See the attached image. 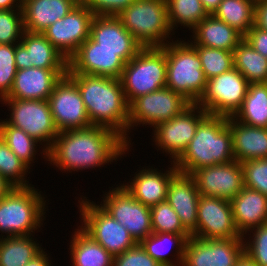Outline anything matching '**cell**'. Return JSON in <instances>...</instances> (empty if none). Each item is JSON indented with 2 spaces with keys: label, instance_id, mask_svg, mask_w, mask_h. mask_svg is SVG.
<instances>
[{
  "label": "cell",
  "instance_id": "cell-52",
  "mask_svg": "<svg viewBox=\"0 0 267 266\" xmlns=\"http://www.w3.org/2000/svg\"><path fill=\"white\" fill-rule=\"evenodd\" d=\"M236 266H258V265L244 253L242 257L237 261Z\"/></svg>",
  "mask_w": 267,
  "mask_h": 266
},
{
  "label": "cell",
  "instance_id": "cell-51",
  "mask_svg": "<svg viewBox=\"0 0 267 266\" xmlns=\"http://www.w3.org/2000/svg\"><path fill=\"white\" fill-rule=\"evenodd\" d=\"M14 187L0 175V199L7 195Z\"/></svg>",
  "mask_w": 267,
  "mask_h": 266
},
{
  "label": "cell",
  "instance_id": "cell-26",
  "mask_svg": "<svg viewBox=\"0 0 267 266\" xmlns=\"http://www.w3.org/2000/svg\"><path fill=\"white\" fill-rule=\"evenodd\" d=\"M232 134L233 157L239 163L267 159V128L252 127L227 117Z\"/></svg>",
  "mask_w": 267,
  "mask_h": 266
},
{
  "label": "cell",
  "instance_id": "cell-40",
  "mask_svg": "<svg viewBox=\"0 0 267 266\" xmlns=\"http://www.w3.org/2000/svg\"><path fill=\"white\" fill-rule=\"evenodd\" d=\"M24 32L22 10H0V44H18Z\"/></svg>",
  "mask_w": 267,
  "mask_h": 266
},
{
  "label": "cell",
  "instance_id": "cell-50",
  "mask_svg": "<svg viewBox=\"0 0 267 266\" xmlns=\"http://www.w3.org/2000/svg\"><path fill=\"white\" fill-rule=\"evenodd\" d=\"M222 0H201L204 9L209 15H212L218 8Z\"/></svg>",
  "mask_w": 267,
  "mask_h": 266
},
{
  "label": "cell",
  "instance_id": "cell-23",
  "mask_svg": "<svg viewBox=\"0 0 267 266\" xmlns=\"http://www.w3.org/2000/svg\"><path fill=\"white\" fill-rule=\"evenodd\" d=\"M67 71L37 67L17 69L12 89L3 99L48 100L55 84Z\"/></svg>",
  "mask_w": 267,
  "mask_h": 266
},
{
  "label": "cell",
  "instance_id": "cell-33",
  "mask_svg": "<svg viewBox=\"0 0 267 266\" xmlns=\"http://www.w3.org/2000/svg\"><path fill=\"white\" fill-rule=\"evenodd\" d=\"M234 67L249 83H267V58L243 39L233 51Z\"/></svg>",
  "mask_w": 267,
  "mask_h": 266
},
{
  "label": "cell",
  "instance_id": "cell-25",
  "mask_svg": "<svg viewBox=\"0 0 267 266\" xmlns=\"http://www.w3.org/2000/svg\"><path fill=\"white\" fill-rule=\"evenodd\" d=\"M230 203L234 224L241 236L267 224V197L263 193L244 187Z\"/></svg>",
  "mask_w": 267,
  "mask_h": 266
},
{
  "label": "cell",
  "instance_id": "cell-22",
  "mask_svg": "<svg viewBox=\"0 0 267 266\" xmlns=\"http://www.w3.org/2000/svg\"><path fill=\"white\" fill-rule=\"evenodd\" d=\"M200 193L191 174L177 172L170 180L167 202L178 214L183 227L197 237V210Z\"/></svg>",
  "mask_w": 267,
  "mask_h": 266
},
{
  "label": "cell",
  "instance_id": "cell-8",
  "mask_svg": "<svg viewBox=\"0 0 267 266\" xmlns=\"http://www.w3.org/2000/svg\"><path fill=\"white\" fill-rule=\"evenodd\" d=\"M8 104L11 114L6 122L16 128L24 130L43 146L42 153L47 160V151L51 148L54 139L59 134L53 121L48 100H20L1 99Z\"/></svg>",
  "mask_w": 267,
  "mask_h": 266
},
{
  "label": "cell",
  "instance_id": "cell-20",
  "mask_svg": "<svg viewBox=\"0 0 267 266\" xmlns=\"http://www.w3.org/2000/svg\"><path fill=\"white\" fill-rule=\"evenodd\" d=\"M17 69L31 67L68 69L67 59L46 39L43 33L24 30L20 43L15 45Z\"/></svg>",
  "mask_w": 267,
  "mask_h": 266
},
{
  "label": "cell",
  "instance_id": "cell-19",
  "mask_svg": "<svg viewBox=\"0 0 267 266\" xmlns=\"http://www.w3.org/2000/svg\"><path fill=\"white\" fill-rule=\"evenodd\" d=\"M197 237L201 239L241 237L234 224L230 201L220 197L200 196L197 210Z\"/></svg>",
  "mask_w": 267,
  "mask_h": 266
},
{
  "label": "cell",
  "instance_id": "cell-31",
  "mask_svg": "<svg viewBox=\"0 0 267 266\" xmlns=\"http://www.w3.org/2000/svg\"><path fill=\"white\" fill-rule=\"evenodd\" d=\"M0 237V266H25L43 248L31 235Z\"/></svg>",
  "mask_w": 267,
  "mask_h": 266
},
{
  "label": "cell",
  "instance_id": "cell-24",
  "mask_svg": "<svg viewBox=\"0 0 267 266\" xmlns=\"http://www.w3.org/2000/svg\"><path fill=\"white\" fill-rule=\"evenodd\" d=\"M173 167L167 171L161 172L158 169L145 168L134 174V178L130 180V184H122L123 187L139 202L152 207L167 199V190L171 178L178 172L174 162Z\"/></svg>",
  "mask_w": 267,
  "mask_h": 266
},
{
  "label": "cell",
  "instance_id": "cell-3",
  "mask_svg": "<svg viewBox=\"0 0 267 266\" xmlns=\"http://www.w3.org/2000/svg\"><path fill=\"white\" fill-rule=\"evenodd\" d=\"M232 134L226 116L207 115L197 126L187 149L174 162L178 172L234 161Z\"/></svg>",
  "mask_w": 267,
  "mask_h": 266
},
{
  "label": "cell",
  "instance_id": "cell-1",
  "mask_svg": "<svg viewBox=\"0 0 267 266\" xmlns=\"http://www.w3.org/2000/svg\"><path fill=\"white\" fill-rule=\"evenodd\" d=\"M128 144L110 129L90 126L85 129L59 132L47 151V161L69 172L103 167L122 158Z\"/></svg>",
  "mask_w": 267,
  "mask_h": 266
},
{
  "label": "cell",
  "instance_id": "cell-35",
  "mask_svg": "<svg viewBox=\"0 0 267 266\" xmlns=\"http://www.w3.org/2000/svg\"><path fill=\"white\" fill-rule=\"evenodd\" d=\"M168 22L171 29H176L177 24L193 29L202 19L209 14L203 7L201 0H166Z\"/></svg>",
  "mask_w": 267,
  "mask_h": 266
},
{
  "label": "cell",
  "instance_id": "cell-38",
  "mask_svg": "<svg viewBox=\"0 0 267 266\" xmlns=\"http://www.w3.org/2000/svg\"><path fill=\"white\" fill-rule=\"evenodd\" d=\"M193 46L196 48L207 80L234 67L233 52L200 45Z\"/></svg>",
  "mask_w": 267,
  "mask_h": 266
},
{
  "label": "cell",
  "instance_id": "cell-7",
  "mask_svg": "<svg viewBox=\"0 0 267 266\" xmlns=\"http://www.w3.org/2000/svg\"><path fill=\"white\" fill-rule=\"evenodd\" d=\"M166 72L165 51L161 47H143L125 64L119 78L127 103L166 87Z\"/></svg>",
  "mask_w": 267,
  "mask_h": 266
},
{
  "label": "cell",
  "instance_id": "cell-48",
  "mask_svg": "<svg viewBox=\"0 0 267 266\" xmlns=\"http://www.w3.org/2000/svg\"><path fill=\"white\" fill-rule=\"evenodd\" d=\"M51 261L49 260V256L43 250L39 255H37L34 259L30 260L25 266H51Z\"/></svg>",
  "mask_w": 267,
  "mask_h": 266
},
{
  "label": "cell",
  "instance_id": "cell-36",
  "mask_svg": "<svg viewBox=\"0 0 267 266\" xmlns=\"http://www.w3.org/2000/svg\"><path fill=\"white\" fill-rule=\"evenodd\" d=\"M0 136L11 151L30 168V164L35 159L38 141L24 130L8 124L5 120L0 121Z\"/></svg>",
  "mask_w": 267,
  "mask_h": 266
},
{
  "label": "cell",
  "instance_id": "cell-4",
  "mask_svg": "<svg viewBox=\"0 0 267 266\" xmlns=\"http://www.w3.org/2000/svg\"><path fill=\"white\" fill-rule=\"evenodd\" d=\"M171 41L161 47L166 53V87L197 104L205 92L207 78L196 48L189 40Z\"/></svg>",
  "mask_w": 267,
  "mask_h": 266
},
{
  "label": "cell",
  "instance_id": "cell-43",
  "mask_svg": "<svg viewBox=\"0 0 267 266\" xmlns=\"http://www.w3.org/2000/svg\"><path fill=\"white\" fill-rule=\"evenodd\" d=\"M254 231V232H253ZM253 233L249 239L244 242V253L253 260L258 266H267V224L261 225L248 231Z\"/></svg>",
  "mask_w": 267,
  "mask_h": 266
},
{
  "label": "cell",
  "instance_id": "cell-27",
  "mask_svg": "<svg viewBox=\"0 0 267 266\" xmlns=\"http://www.w3.org/2000/svg\"><path fill=\"white\" fill-rule=\"evenodd\" d=\"M75 6L72 0H26L22 3L24 30L43 33Z\"/></svg>",
  "mask_w": 267,
  "mask_h": 266
},
{
  "label": "cell",
  "instance_id": "cell-46",
  "mask_svg": "<svg viewBox=\"0 0 267 266\" xmlns=\"http://www.w3.org/2000/svg\"><path fill=\"white\" fill-rule=\"evenodd\" d=\"M244 39L257 52L267 58V31L253 26L245 35Z\"/></svg>",
  "mask_w": 267,
  "mask_h": 266
},
{
  "label": "cell",
  "instance_id": "cell-45",
  "mask_svg": "<svg viewBox=\"0 0 267 266\" xmlns=\"http://www.w3.org/2000/svg\"><path fill=\"white\" fill-rule=\"evenodd\" d=\"M136 0H87L86 6L94 16L117 17Z\"/></svg>",
  "mask_w": 267,
  "mask_h": 266
},
{
  "label": "cell",
  "instance_id": "cell-21",
  "mask_svg": "<svg viewBox=\"0 0 267 266\" xmlns=\"http://www.w3.org/2000/svg\"><path fill=\"white\" fill-rule=\"evenodd\" d=\"M90 37L101 49L117 50L127 63L143 48L129 33L118 17L94 16L90 25Z\"/></svg>",
  "mask_w": 267,
  "mask_h": 266
},
{
  "label": "cell",
  "instance_id": "cell-10",
  "mask_svg": "<svg viewBox=\"0 0 267 266\" xmlns=\"http://www.w3.org/2000/svg\"><path fill=\"white\" fill-rule=\"evenodd\" d=\"M78 202L80 215H82L81 221L83 220L81 228L113 257L137 244L127 229L95 202H89L84 198Z\"/></svg>",
  "mask_w": 267,
  "mask_h": 266
},
{
  "label": "cell",
  "instance_id": "cell-9",
  "mask_svg": "<svg viewBox=\"0 0 267 266\" xmlns=\"http://www.w3.org/2000/svg\"><path fill=\"white\" fill-rule=\"evenodd\" d=\"M249 84L245 77L233 67L207 80L205 92L197 105L209 115L234 116L243 104Z\"/></svg>",
  "mask_w": 267,
  "mask_h": 266
},
{
  "label": "cell",
  "instance_id": "cell-34",
  "mask_svg": "<svg viewBox=\"0 0 267 266\" xmlns=\"http://www.w3.org/2000/svg\"><path fill=\"white\" fill-rule=\"evenodd\" d=\"M256 0H222L212 14L243 36L254 26Z\"/></svg>",
  "mask_w": 267,
  "mask_h": 266
},
{
  "label": "cell",
  "instance_id": "cell-37",
  "mask_svg": "<svg viewBox=\"0 0 267 266\" xmlns=\"http://www.w3.org/2000/svg\"><path fill=\"white\" fill-rule=\"evenodd\" d=\"M29 167L20 160L0 136V175L14 188L31 187L25 176ZM29 184V185H28Z\"/></svg>",
  "mask_w": 267,
  "mask_h": 266
},
{
  "label": "cell",
  "instance_id": "cell-53",
  "mask_svg": "<svg viewBox=\"0 0 267 266\" xmlns=\"http://www.w3.org/2000/svg\"><path fill=\"white\" fill-rule=\"evenodd\" d=\"M76 5H85L87 0H72Z\"/></svg>",
  "mask_w": 267,
  "mask_h": 266
},
{
  "label": "cell",
  "instance_id": "cell-2",
  "mask_svg": "<svg viewBox=\"0 0 267 266\" xmlns=\"http://www.w3.org/2000/svg\"><path fill=\"white\" fill-rule=\"evenodd\" d=\"M77 85L91 125L115 132L128 146V103L119 78L67 74Z\"/></svg>",
  "mask_w": 267,
  "mask_h": 266
},
{
  "label": "cell",
  "instance_id": "cell-41",
  "mask_svg": "<svg viewBox=\"0 0 267 266\" xmlns=\"http://www.w3.org/2000/svg\"><path fill=\"white\" fill-rule=\"evenodd\" d=\"M15 45L0 44V100L11 91L17 72Z\"/></svg>",
  "mask_w": 267,
  "mask_h": 266
},
{
  "label": "cell",
  "instance_id": "cell-6",
  "mask_svg": "<svg viewBox=\"0 0 267 266\" xmlns=\"http://www.w3.org/2000/svg\"><path fill=\"white\" fill-rule=\"evenodd\" d=\"M117 17L143 47L165 46L174 31L168 22L166 0H136Z\"/></svg>",
  "mask_w": 267,
  "mask_h": 266
},
{
  "label": "cell",
  "instance_id": "cell-32",
  "mask_svg": "<svg viewBox=\"0 0 267 266\" xmlns=\"http://www.w3.org/2000/svg\"><path fill=\"white\" fill-rule=\"evenodd\" d=\"M187 240L188 239L183 234L168 232L151 233L140 244L146 252L162 266H182ZM172 244L178 249L175 250V252H177L175 253L176 261L175 259L172 261L166 256L168 254L167 251L173 247ZM167 245L169 249L166 247Z\"/></svg>",
  "mask_w": 267,
  "mask_h": 266
},
{
  "label": "cell",
  "instance_id": "cell-30",
  "mask_svg": "<svg viewBox=\"0 0 267 266\" xmlns=\"http://www.w3.org/2000/svg\"><path fill=\"white\" fill-rule=\"evenodd\" d=\"M233 117L248 126L267 128V83H250L243 104Z\"/></svg>",
  "mask_w": 267,
  "mask_h": 266
},
{
  "label": "cell",
  "instance_id": "cell-42",
  "mask_svg": "<svg viewBox=\"0 0 267 266\" xmlns=\"http://www.w3.org/2000/svg\"><path fill=\"white\" fill-rule=\"evenodd\" d=\"M241 166L244 187L259 191L267 197V159L246 160Z\"/></svg>",
  "mask_w": 267,
  "mask_h": 266
},
{
  "label": "cell",
  "instance_id": "cell-47",
  "mask_svg": "<svg viewBox=\"0 0 267 266\" xmlns=\"http://www.w3.org/2000/svg\"><path fill=\"white\" fill-rule=\"evenodd\" d=\"M254 26L267 31V0H256Z\"/></svg>",
  "mask_w": 267,
  "mask_h": 266
},
{
  "label": "cell",
  "instance_id": "cell-18",
  "mask_svg": "<svg viewBox=\"0 0 267 266\" xmlns=\"http://www.w3.org/2000/svg\"><path fill=\"white\" fill-rule=\"evenodd\" d=\"M191 175L200 195L207 197H220L231 201L244 188L242 166L236 160L200 167Z\"/></svg>",
  "mask_w": 267,
  "mask_h": 266
},
{
  "label": "cell",
  "instance_id": "cell-13",
  "mask_svg": "<svg viewBox=\"0 0 267 266\" xmlns=\"http://www.w3.org/2000/svg\"><path fill=\"white\" fill-rule=\"evenodd\" d=\"M207 115L208 113L203 108L197 104H191L180 115L157 124L153 130L156 147L163 149L162 151L166 154H170L169 156L173 159L171 163L175 162L187 149L195 136L198 124Z\"/></svg>",
  "mask_w": 267,
  "mask_h": 266
},
{
  "label": "cell",
  "instance_id": "cell-15",
  "mask_svg": "<svg viewBox=\"0 0 267 266\" xmlns=\"http://www.w3.org/2000/svg\"><path fill=\"white\" fill-rule=\"evenodd\" d=\"M244 254V236L232 239H201L186 243L182 266H236Z\"/></svg>",
  "mask_w": 267,
  "mask_h": 266
},
{
  "label": "cell",
  "instance_id": "cell-12",
  "mask_svg": "<svg viewBox=\"0 0 267 266\" xmlns=\"http://www.w3.org/2000/svg\"><path fill=\"white\" fill-rule=\"evenodd\" d=\"M105 195L99 206L124 226L136 243L153 233L150 207L136 200L122 184Z\"/></svg>",
  "mask_w": 267,
  "mask_h": 266
},
{
  "label": "cell",
  "instance_id": "cell-49",
  "mask_svg": "<svg viewBox=\"0 0 267 266\" xmlns=\"http://www.w3.org/2000/svg\"><path fill=\"white\" fill-rule=\"evenodd\" d=\"M14 9L22 10V2L20 0H0V10H14Z\"/></svg>",
  "mask_w": 267,
  "mask_h": 266
},
{
  "label": "cell",
  "instance_id": "cell-39",
  "mask_svg": "<svg viewBox=\"0 0 267 266\" xmlns=\"http://www.w3.org/2000/svg\"><path fill=\"white\" fill-rule=\"evenodd\" d=\"M153 233L183 234L187 239L191 234L183 227L178 214L166 201L150 207Z\"/></svg>",
  "mask_w": 267,
  "mask_h": 266
},
{
  "label": "cell",
  "instance_id": "cell-14",
  "mask_svg": "<svg viewBox=\"0 0 267 266\" xmlns=\"http://www.w3.org/2000/svg\"><path fill=\"white\" fill-rule=\"evenodd\" d=\"M48 102L58 132L92 126L80 91L67 74L55 84Z\"/></svg>",
  "mask_w": 267,
  "mask_h": 266
},
{
  "label": "cell",
  "instance_id": "cell-44",
  "mask_svg": "<svg viewBox=\"0 0 267 266\" xmlns=\"http://www.w3.org/2000/svg\"><path fill=\"white\" fill-rule=\"evenodd\" d=\"M112 266H162L137 243L124 253L114 256Z\"/></svg>",
  "mask_w": 267,
  "mask_h": 266
},
{
  "label": "cell",
  "instance_id": "cell-17",
  "mask_svg": "<svg viewBox=\"0 0 267 266\" xmlns=\"http://www.w3.org/2000/svg\"><path fill=\"white\" fill-rule=\"evenodd\" d=\"M125 64L117 50L101 49L89 37L68 60L67 74L120 78Z\"/></svg>",
  "mask_w": 267,
  "mask_h": 266
},
{
  "label": "cell",
  "instance_id": "cell-11",
  "mask_svg": "<svg viewBox=\"0 0 267 266\" xmlns=\"http://www.w3.org/2000/svg\"><path fill=\"white\" fill-rule=\"evenodd\" d=\"M190 105L182 95L167 87L141 95L128 105V133L131 127L138 124L155 127L161 122L169 121Z\"/></svg>",
  "mask_w": 267,
  "mask_h": 266
},
{
  "label": "cell",
  "instance_id": "cell-29",
  "mask_svg": "<svg viewBox=\"0 0 267 266\" xmlns=\"http://www.w3.org/2000/svg\"><path fill=\"white\" fill-rule=\"evenodd\" d=\"M70 255L72 266H112L113 256L81 227L72 235Z\"/></svg>",
  "mask_w": 267,
  "mask_h": 266
},
{
  "label": "cell",
  "instance_id": "cell-5",
  "mask_svg": "<svg viewBox=\"0 0 267 266\" xmlns=\"http://www.w3.org/2000/svg\"><path fill=\"white\" fill-rule=\"evenodd\" d=\"M32 186L13 188L0 199V232L7 237L32 235L43 224L46 200Z\"/></svg>",
  "mask_w": 267,
  "mask_h": 266
},
{
  "label": "cell",
  "instance_id": "cell-16",
  "mask_svg": "<svg viewBox=\"0 0 267 266\" xmlns=\"http://www.w3.org/2000/svg\"><path fill=\"white\" fill-rule=\"evenodd\" d=\"M94 14L86 5H76L44 32L46 39L67 59L90 37Z\"/></svg>",
  "mask_w": 267,
  "mask_h": 266
},
{
  "label": "cell",
  "instance_id": "cell-28",
  "mask_svg": "<svg viewBox=\"0 0 267 266\" xmlns=\"http://www.w3.org/2000/svg\"><path fill=\"white\" fill-rule=\"evenodd\" d=\"M192 45L223 49L233 52L244 36L213 15L202 19L193 29Z\"/></svg>",
  "mask_w": 267,
  "mask_h": 266
}]
</instances>
